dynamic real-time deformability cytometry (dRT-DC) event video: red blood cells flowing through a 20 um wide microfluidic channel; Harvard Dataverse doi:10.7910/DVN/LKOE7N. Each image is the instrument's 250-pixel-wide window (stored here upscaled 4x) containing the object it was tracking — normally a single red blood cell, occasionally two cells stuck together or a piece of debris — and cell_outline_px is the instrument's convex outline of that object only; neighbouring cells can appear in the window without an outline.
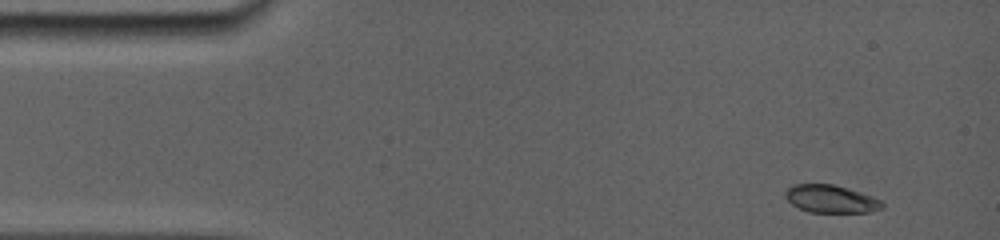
{"species": "common noctule bat (a hibernating species)", "species_latin": "Nyctalus noctula", "temperature_condition": "room temperature", "stored_images_in_passage": 65, "camera_frame_rate_fps": 5000, "um_per_image_px": 0.085, "animal": {"sex": "female", "body_mass_g": 19.0, "forearm_length_mm": 56.7}, "frame": {"image": 1, "passage_image": 1, "time_ms": 0.0, "image_size_px": [1000, 240], "cell_outline_px": [[884, 208], [868, 212], [808, 212], [792, 204], [784, 196], [784, 192], [788, 188], [796, 184], [832, 184], [860, 192], [872, 196], [880, 200], [884, 204]], "centroid_in_image_um": [70.62, 16.91], "position_along_channel_um": 14.4, "area_um2": 15.55}}
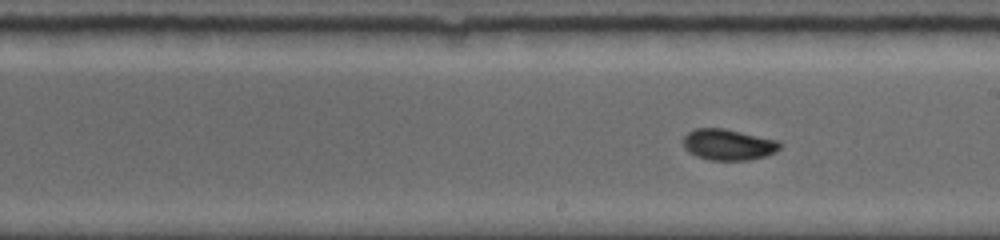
{"frame": {"image": 2, "passage_image": 36, "time_ms": 8.0, "image_size_px": [1000, 240], "cell_outline_px": [[780, 148], [776, 152], [764, 156], [748, 160], [708, 160], [696, 156], [688, 152], [684, 148], [684, 136], [688, 132], [696, 128], [724, 128], [776, 140], [780, 144]], "centroid_in_image_um": [61.86, 12.29], "position_along_channel_um": 227.1, "area_um2": 17.4}}
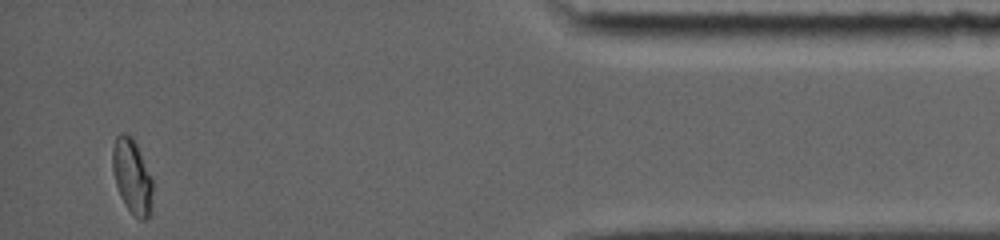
{"frame": {"image": 3, "passage_image": 64, "time_ms": 14.4, "image_size_px": [1000, 240], "cell_outline_px": [[152, 192], [148, 216], [144, 220], [140, 220], [124, 204], [120, 196], [116, 184], [112, 168], [112, 148], [116, 136], [124, 132], [132, 136], [136, 144], [152, 180]], "centroid_in_image_um": [11.19, 14.95], "position_along_channel_um": 424.0, "area_um2": 17.05}, "authors_computed_cell_mechanics": {"area_um2": 16.7042, "velocity_mm_per_s": 3.8181, "shape_relaxation_time_tau1_ms": 4.3188, "shape_relaxation_time_tau2_ms": null, "deformation_change_tau1": 0.1194, "deformation_change_tau2": null}}